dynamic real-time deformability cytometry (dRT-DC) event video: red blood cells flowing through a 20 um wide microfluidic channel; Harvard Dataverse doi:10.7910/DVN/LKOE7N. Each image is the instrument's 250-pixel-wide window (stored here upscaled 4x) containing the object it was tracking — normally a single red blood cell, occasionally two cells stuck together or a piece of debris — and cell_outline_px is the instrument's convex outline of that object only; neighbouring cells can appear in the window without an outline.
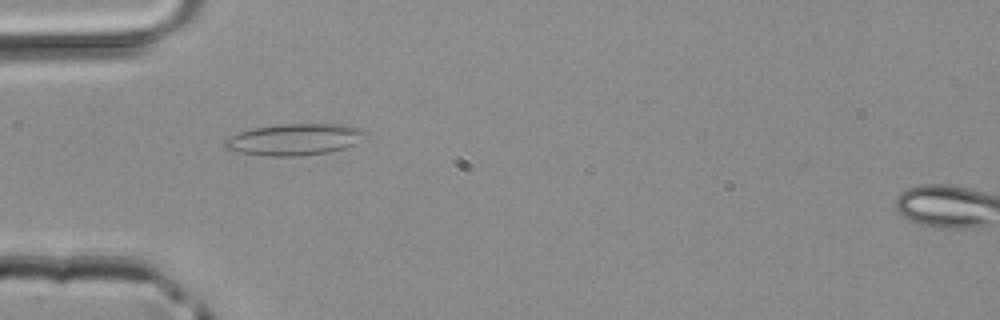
{"species": "common noctule bat (a hibernating species)", "species_latin": "Nyctalus noctula", "temperature_condition": "room temperature", "stored_images_in_passage": 36, "camera_frame_rate_fps": 3000, "um_per_image_px": 0.085, "animal": {"sex": "male", "body_mass_g": 20.4}, "frame": {"image": 1, "passage_image": 4, "time_ms": 1.0, "image_size_px": [1000, 320], "cell_outline_px": [[368, 132], [352, 144], [344, 148], [328, 152], [304, 156], [268, 156], [240, 152], [224, 148], [224, 140], [228, 136], [252, 128], [276, 124], [344, 124], [364, 128]], "centroid_in_image_um": [25.01, 11.84], "position_along_channel_um": 60.0, "area_um2": 25.89}}
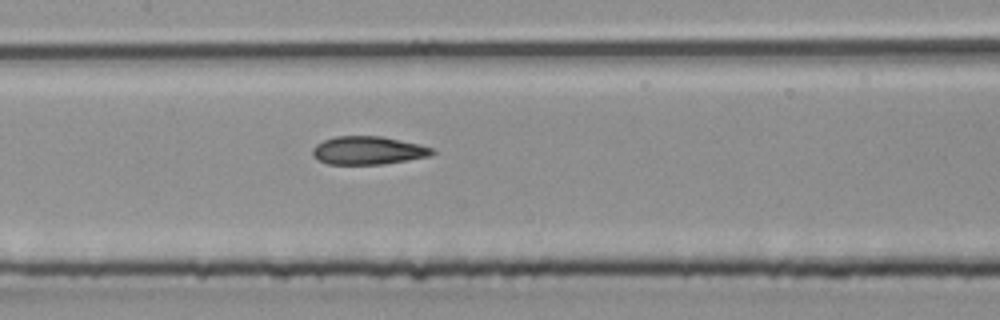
{"frame": {"image": 2, "passage_image": 12, "time_ms": 3.667, "image_size_px": [1000, 320], "cell_outline_px": [[436, 152], [428, 156], [384, 164], [328, 164], [316, 160], [312, 152], [312, 148], [316, 144], [324, 140], [336, 136], [380, 136], [436, 148]], "centroid_in_image_um": [31.26, 12.79], "position_along_channel_um": 176.1, "area_um2": 19.59}}
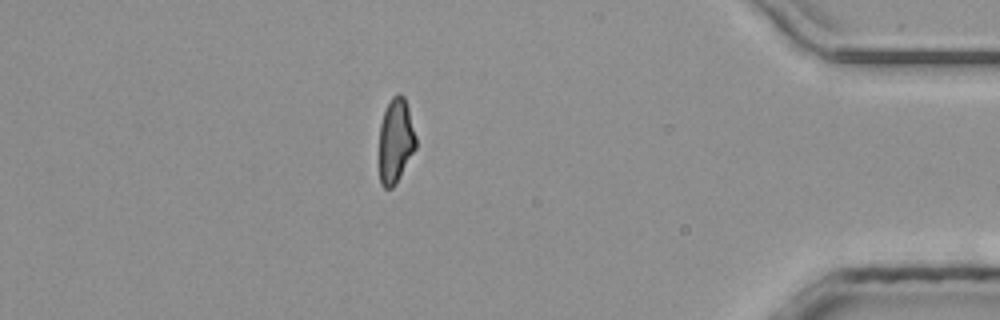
{"frame": {"image": 3, "passage_image": 30, "time_ms": 9.667, "image_size_px": [1000, 320], "cell_outline_px": [[416, 148], [396, 184], [392, 188], [384, 188], [380, 184], [380, 124], [384, 112], [392, 96], [396, 92], [400, 92], [404, 96], [408, 108], [416, 136]], "centroid_in_image_um": [33.64, 11.96], "position_along_channel_um": 401.6, "area_um2": 18.09}}